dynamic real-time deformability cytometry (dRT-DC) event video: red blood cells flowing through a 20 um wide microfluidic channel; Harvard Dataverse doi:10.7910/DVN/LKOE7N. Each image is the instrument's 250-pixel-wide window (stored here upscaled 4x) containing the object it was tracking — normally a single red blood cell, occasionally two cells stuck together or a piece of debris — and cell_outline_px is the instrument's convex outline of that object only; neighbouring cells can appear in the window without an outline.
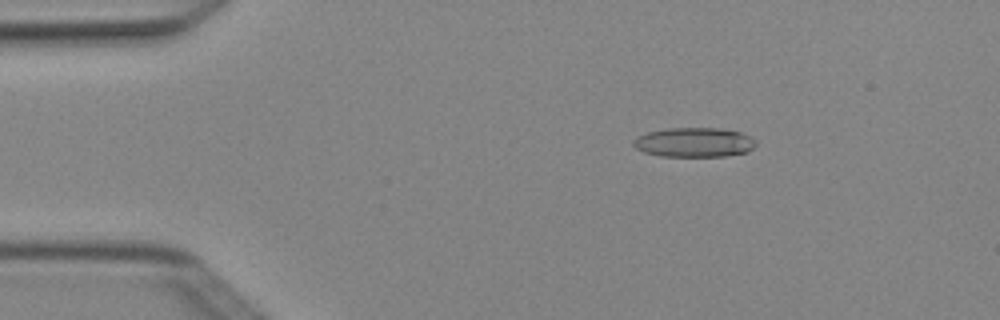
{"species": "Egyptian fruit bat (a non-hibernating species)", "species_latin": "Rousettus aegyptiacus", "temperature_condition": "cold", "stored_images_in_passage": 7, "camera_frame_rate_fps": 3000, "um_per_image_px": 0.085, "animal": {"sex": "female"}, "frame": {"image": 1, "passage_image": 2, "time_ms": 0.333, "image_size_px": [1000, 320], "cell_outline_px": [[756, 144], [748, 152], [724, 156], [660, 156], [644, 152], [636, 148], [632, 144], [632, 140], [636, 136], [648, 132], [668, 128], [720, 128], [740, 132], [752, 136], [756, 140]], "centroid_in_image_um": [59.0, 12.09], "position_along_channel_um": 26.0, "area_um2": 21.21}}
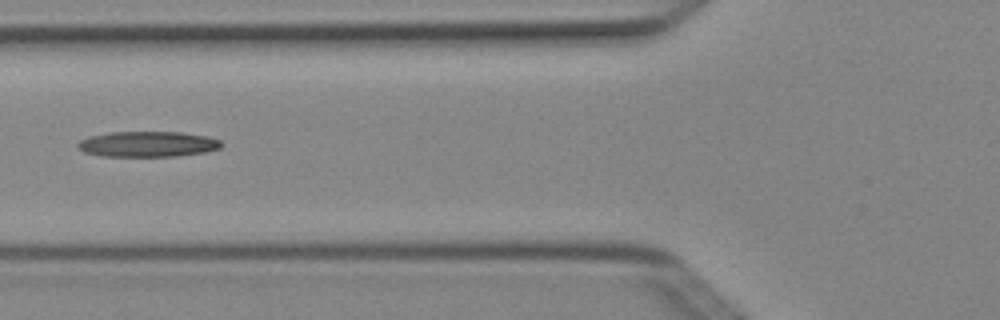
{"frame": {"image": 2, "passage_image": 5, "time_ms": 1.333, "image_size_px": [1000, 320], "cell_outline_px": [[224, 144], [220, 148], [204, 152], [176, 156], [104, 156], [84, 152], [76, 148], [76, 144], [80, 140], [88, 136], [112, 132], [180, 132], [208, 136], [220, 140]], "centroid_in_image_um": [12.54, 12.24], "position_along_channel_um": 113.3, "area_um2": 21.44}}
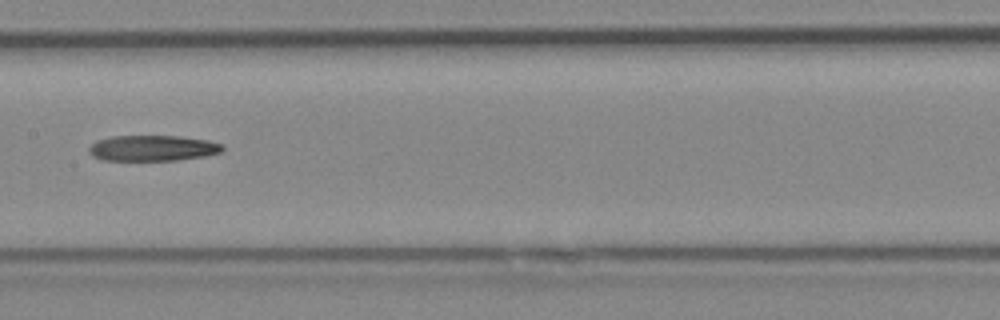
{"frame": {"image": 3, "passage_image": 7, "time_ms": 2.0, "image_size_px": [1000, 320], "cell_outline_px": [[224, 148], [220, 152], [204, 156], [176, 160], [104, 160], [92, 156], [88, 152], [88, 148], [96, 140], [112, 136], [180, 136], [208, 140], [224, 144]], "centroid_in_image_um": [12.97, 12.58], "position_along_channel_um": 194.4, "area_um2": 20.06}}